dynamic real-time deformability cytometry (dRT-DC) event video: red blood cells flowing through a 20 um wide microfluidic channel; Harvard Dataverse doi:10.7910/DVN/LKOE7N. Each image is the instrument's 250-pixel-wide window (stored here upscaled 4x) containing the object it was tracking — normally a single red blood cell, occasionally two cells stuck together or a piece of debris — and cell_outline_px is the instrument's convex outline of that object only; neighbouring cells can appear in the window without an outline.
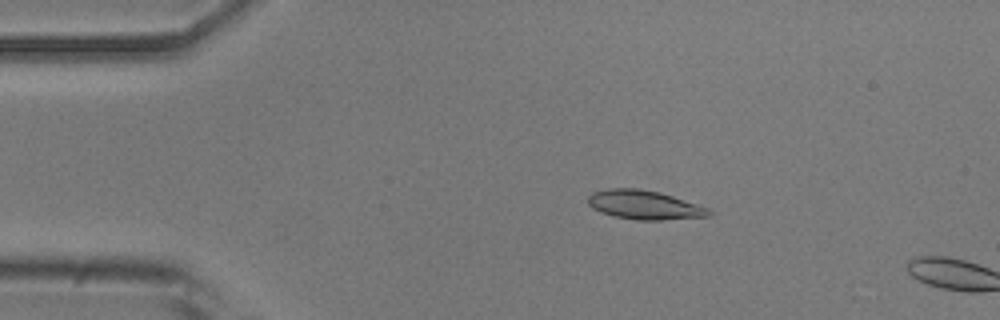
{"species": "common noctule bat (a hibernating species)", "species_latin": "Nyctalus noctula", "temperature_condition": "room temperature", "stored_images_in_passage": 3, "camera_frame_rate_fps": 3000, "um_per_image_px": 0.085, "animal": {"sex": "male", "body_mass_g": 20.5, "forearm_length_mm": 52.5}, "frame": {"image": 1, "passage_image": 2, "time_ms": 0.333, "image_size_px": [1000, 320], "cell_outline_px": [[712, 212], [708, 216], [660, 220], [636, 220], [612, 216], [600, 212], [592, 208], [588, 204], [588, 196], [592, 192], [608, 188], [636, 188], [660, 192], [708, 208]], "centroid_in_image_um": [54.71, 17.41], "position_along_channel_um": 30.3, "area_um2": 20.4}}